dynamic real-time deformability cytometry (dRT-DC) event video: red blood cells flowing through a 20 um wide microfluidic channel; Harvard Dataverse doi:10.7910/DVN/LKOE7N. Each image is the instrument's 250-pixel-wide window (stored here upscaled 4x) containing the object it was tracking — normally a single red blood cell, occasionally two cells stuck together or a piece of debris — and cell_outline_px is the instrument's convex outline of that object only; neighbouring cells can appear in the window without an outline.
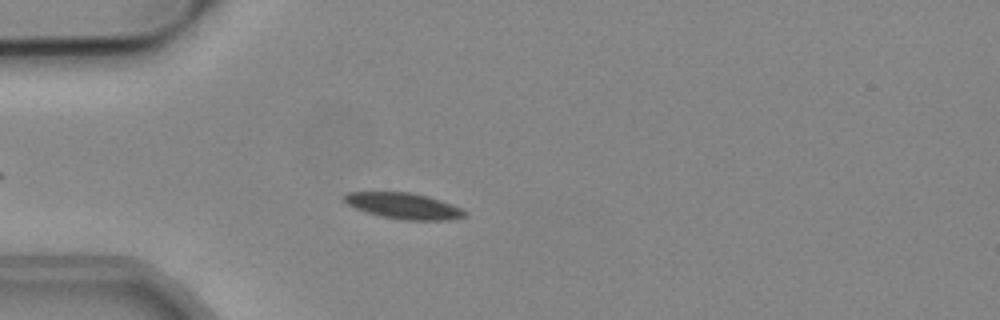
{"species": "common noctule bat (a hibernating species)", "species_latin": "Nyctalus noctula", "temperature_condition": "cold", "stored_images_in_passage": 48, "camera_frame_rate_fps": 3000, "um_per_image_px": 0.085, "animal": {"sex": "male", "body_mass_g": 19.2, "forearm_length_mm": 51.8}, "frame": {"image": 1, "passage_image": 9, "time_ms": 2.667, "image_size_px": [1000, 320], "cell_outline_px": [[464, 216], [448, 220], [404, 220], [384, 216], [368, 212], [356, 208], [348, 204], [344, 200], [344, 196], [348, 192], [412, 192], [428, 196], [452, 204], [460, 208], [464, 212]], "centroid_in_image_um": [34.31, 17.49], "position_along_channel_um": 50.7, "area_um2": 17.86}}
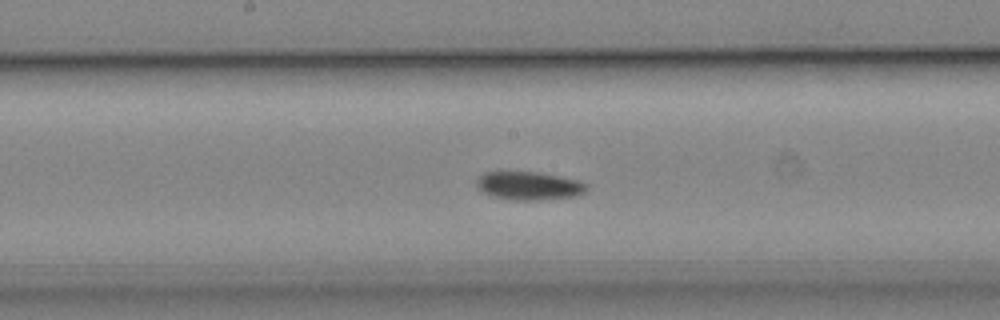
{"frame": {"image": 2, "passage_image": 22, "time_ms": 7.0, "image_size_px": [1000, 320], "cell_outline_px": [[588, 188], [580, 196], [540, 200], [516, 200], [492, 196], [476, 188], [476, 180], [484, 172], [540, 172], [580, 180], [588, 184]], "centroid_in_image_um": [45.01, 15.79], "position_along_channel_um": 203.2, "area_um2": 18.38}}
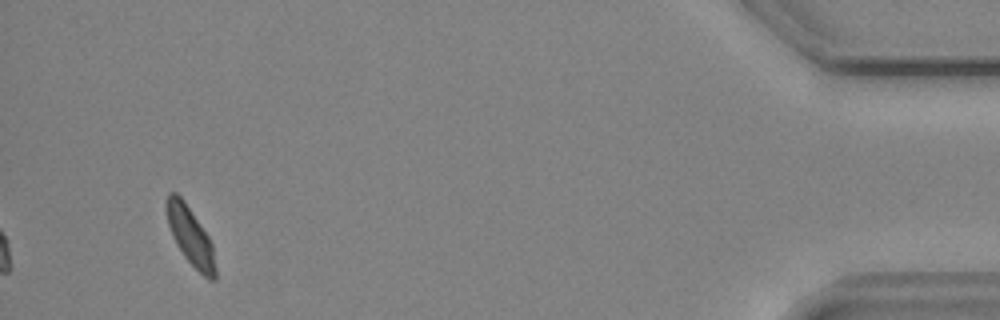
{"frame": {"image": 3, "passage_image": 45, "time_ms": 14.667, "image_size_px": [1000, 320], "cell_outline_px": [[216, 280], [208, 280], [184, 256], [176, 244], [172, 236], [168, 224], [164, 204], [168, 192], [176, 192], [184, 200], [208, 236], [212, 244], [216, 268]], "centroid_in_image_um": [16.16, 20.04], "position_along_channel_um": 419.0, "area_um2": 16.59}, "authors_computed_cell_mechanics": {"area_um2": 17.629, "velocity_mm_per_s": 3.8113, "shape_relaxation_time_tau1_ms": 6.1531, "shape_relaxation_time_tau2_ms": 10.1186, "deformation_change_tau1": 0.1304, "deformation_change_tau2": 0.1262}}